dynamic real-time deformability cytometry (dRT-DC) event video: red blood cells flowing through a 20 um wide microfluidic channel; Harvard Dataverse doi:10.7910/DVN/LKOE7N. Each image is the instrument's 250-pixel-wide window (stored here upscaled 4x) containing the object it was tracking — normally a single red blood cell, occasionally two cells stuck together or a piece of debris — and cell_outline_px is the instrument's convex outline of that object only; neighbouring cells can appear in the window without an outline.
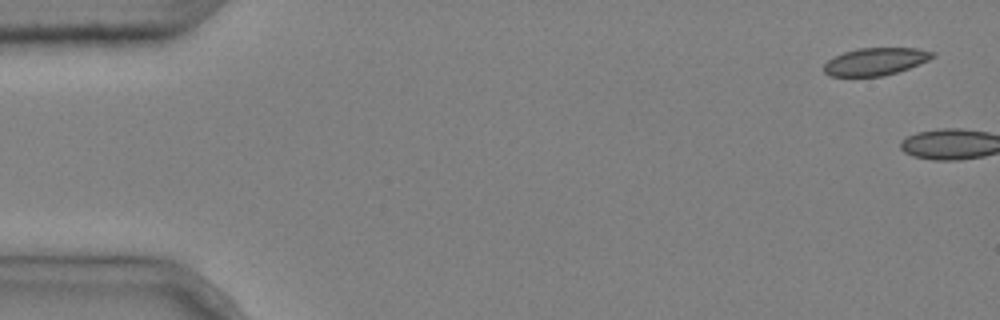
{"species": "common noctule bat (a hibernating species)", "species_latin": "Nyctalus noctula", "temperature_condition": "cold", "stored_images_in_passage": 6, "camera_frame_rate_fps": 3000, "um_per_image_px": 0.085, "animal": {"sex": "male", "body_mass_g": 20.4}, "frame": {"image": 1, "passage_image": 1, "time_ms": 0.0, "image_size_px": [1000, 320], "cell_outline_px": [[936, 56], [928, 60], [908, 68], [884, 76], [828, 76], [824, 72], [824, 64], [828, 60], [844, 52], [856, 48], [916, 48], [936, 52]], "centroid_in_image_um": [74.42, 5.22], "position_along_channel_um": 10.6, "area_um2": 17.34}}
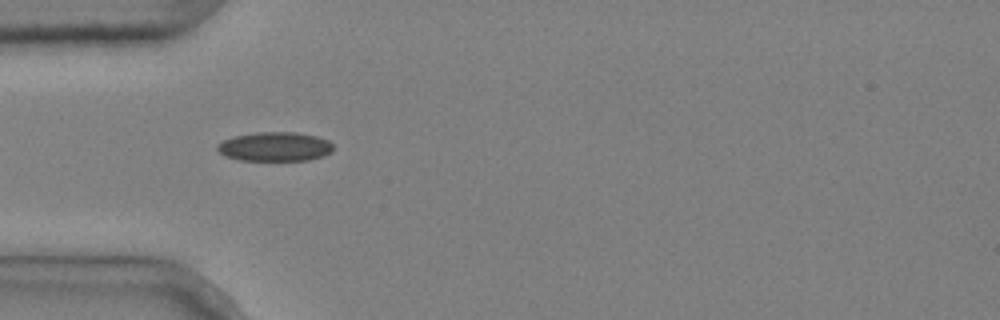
{"frame": {"image": 2, "passage_image": 5, "time_ms": 1.333, "image_size_px": [1000, 320], "cell_outline_px": [[332, 152], [324, 156], [308, 160], [240, 160], [228, 156], [220, 152], [216, 148], [216, 144], [232, 136], [256, 132], [296, 132], [316, 136], [328, 140], [332, 144]], "centroid_in_image_um": [23.37, 12.45], "position_along_channel_um": 61.6, "area_um2": 19.71}}